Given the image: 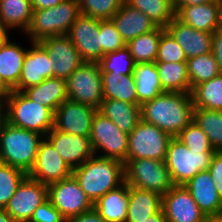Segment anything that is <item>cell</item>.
I'll return each mask as SVG.
<instances>
[{
  "mask_svg": "<svg viewBox=\"0 0 222 222\" xmlns=\"http://www.w3.org/2000/svg\"><path fill=\"white\" fill-rule=\"evenodd\" d=\"M191 93L164 92L141 105V119L157 126L172 137L193 121Z\"/></svg>",
  "mask_w": 222,
  "mask_h": 222,
  "instance_id": "cell-1",
  "label": "cell"
},
{
  "mask_svg": "<svg viewBox=\"0 0 222 222\" xmlns=\"http://www.w3.org/2000/svg\"><path fill=\"white\" fill-rule=\"evenodd\" d=\"M111 20L126 43L157 27L147 15L132 8L125 2Z\"/></svg>",
  "mask_w": 222,
  "mask_h": 222,
  "instance_id": "cell-23",
  "label": "cell"
},
{
  "mask_svg": "<svg viewBox=\"0 0 222 222\" xmlns=\"http://www.w3.org/2000/svg\"><path fill=\"white\" fill-rule=\"evenodd\" d=\"M71 175L70 167L44 137L40 142L35 163L27 176L48 186Z\"/></svg>",
  "mask_w": 222,
  "mask_h": 222,
  "instance_id": "cell-16",
  "label": "cell"
},
{
  "mask_svg": "<svg viewBox=\"0 0 222 222\" xmlns=\"http://www.w3.org/2000/svg\"><path fill=\"white\" fill-rule=\"evenodd\" d=\"M174 7L176 18L196 30L213 33L221 26V6L216 0L206 4Z\"/></svg>",
  "mask_w": 222,
  "mask_h": 222,
  "instance_id": "cell-22",
  "label": "cell"
},
{
  "mask_svg": "<svg viewBox=\"0 0 222 222\" xmlns=\"http://www.w3.org/2000/svg\"><path fill=\"white\" fill-rule=\"evenodd\" d=\"M176 138L190 151L215 152L208 136L194 121L181 130Z\"/></svg>",
  "mask_w": 222,
  "mask_h": 222,
  "instance_id": "cell-41",
  "label": "cell"
},
{
  "mask_svg": "<svg viewBox=\"0 0 222 222\" xmlns=\"http://www.w3.org/2000/svg\"><path fill=\"white\" fill-rule=\"evenodd\" d=\"M162 209V196L129 186V205L125 222L143 221Z\"/></svg>",
  "mask_w": 222,
  "mask_h": 222,
  "instance_id": "cell-27",
  "label": "cell"
},
{
  "mask_svg": "<svg viewBox=\"0 0 222 222\" xmlns=\"http://www.w3.org/2000/svg\"><path fill=\"white\" fill-rule=\"evenodd\" d=\"M65 222H106V221L93 208L92 210L88 212L69 218L65 220Z\"/></svg>",
  "mask_w": 222,
  "mask_h": 222,
  "instance_id": "cell-47",
  "label": "cell"
},
{
  "mask_svg": "<svg viewBox=\"0 0 222 222\" xmlns=\"http://www.w3.org/2000/svg\"><path fill=\"white\" fill-rule=\"evenodd\" d=\"M136 222H167L163 209L158 211L157 213L149 216L147 219L143 221H136Z\"/></svg>",
  "mask_w": 222,
  "mask_h": 222,
  "instance_id": "cell-50",
  "label": "cell"
},
{
  "mask_svg": "<svg viewBox=\"0 0 222 222\" xmlns=\"http://www.w3.org/2000/svg\"><path fill=\"white\" fill-rule=\"evenodd\" d=\"M8 28L0 21V47L9 40Z\"/></svg>",
  "mask_w": 222,
  "mask_h": 222,
  "instance_id": "cell-52",
  "label": "cell"
},
{
  "mask_svg": "<svg viewBox=\"0 0 222 222\" xmlns=\"http://www.w3.org/2000/svg\"><path fill=\"white\" fill-rule=\"evenodd\" d=\"M186 61L187 57L183 49L172 34L165 29L161 34L155 62L186 63Z\"/></svg>",
  "mask_w": 222,
  "mask_h": 222,
  "instance_id": "cell-42",
  "label": "cell"
},
{
  "mask_svg": "<svg viewBox=\"0 0 222 222\" xmlns=\"http://www.w3.org/2000/svg\"><path fill=\"white\" fill-rule=\"evenodd\" d=\"M126 134H130L141 120V106L114 99L103 100L98 109Z\"/></svg>",
  "mask_w": 222,
  "mask_h": 222,
  "instance_id": "cell-24",
  "label": "cell"
},
{
  "mask_svg": "<svg viewBox=\"0 0 222 222\" xmlns=\"http://www.w3.org/2000/svg\"><path fill=\"white\" fill-rule=\"evenodd\" d=\"M0 222H16L10 215L5 211L4 208H0Z\"/></svg>",
  "mask_w": 222,
  "mask_h": 222,
  "instance_id": "cell-53",
  "label": "cell"
},
{
  "mask_svg": "<svg viewBox=\"0 0 222 222\" xmlns=\"http://www.w3.org/2000/svg\"><path fill=\"white\" fill-rule=\"evenodd\" d=\"M186 63L191 90L195 85L209 81L220 74L212 52L187 59Z\"/></svg>",
  "mask_w": 222,
  "mask_h": 222,
  "instance_id": "cell-37",
  "label": "cell"
},
{
  "mask_svg": "<svg viewBox=\"0 0 222 222\" xmlns=\"http://www.w3.org/2000/svg\"><path fill=\"white\" fill-rule=\"evenodd\" d=\"M162 209L167 222H204L207 219L185 185H174L162 196Z\"/></svg>",
  "mask_w": 222,
  "mask_h": 222,
  "instance_id": "cell-17",
  "label": "cell"
},
{
  "mask_svg": "<svg viewBox=\"0 0 222 222\" xmlns=\"http://www.w3.org/2000/svg\"><path fill=\"white\" fill-rule=\"evenodd\" d=\"M194 108L222 111V73L191 90Z\"/></svg>",
  "mask_w": 222,
  "mask_h": 222,
  "instance_id": "cell-34",
  "label": "cell"
},
{
  "mask_svg": "<svg viewBox=\"0 0 222 222\" xmlns=\"http://www.w3.org/2000/svg\"><path fill=\"white\" fill-rule=\"evenodd\" d=\"M166 28L157 26L154 30L141 34L126 43L135 63L155 62L161 34Z\"/></svg>",
  "mask_w": 222,
  "mask_h": 222,
  "instance_id": "cell-33",
  "label": "cell"
},
{
  "mask_svg": "<svg viewBox=\"0 0 222 222\" xmlns=\"http://www.w3.org/2000/svg\"><path fill=\"white\" fill-rule=\"evenodd\" d=\"M27 176L22 170L0 162V208H5L17 187Z\"/></svg>",
  "mask_w": 222,
  "mask_h": 222,
  "instance_id": "cell-39",
  "label": "cell"
},
{
  "mask_svg": "<svg viewBox=\"0 0 222 222\" xmlns=\"http://www.w3.org/2000/svg\"><path fill=\"white\" fill-rule=\"evenodd\" d=\"M3 118V101L0 99V120Z\"/></svg>",
  "mask_w": 222,
  "mask_h": 222,
  "instance_id": "cell-55",
  "label": "cell"
},
{
  "mask_svg": "<svg viewBox=\"0 0 222 222\" xmlns=\"http://www.w3.org/2000/svg\"><path fill=\"white\" fill-rule=\"evenodd\" d=\"M166 30L179 43L187 59L212 52L213 33L196 30L176 17L168 24Z\"/></svg>",
  "mask_w": 222,
  "mask_h": 222,
  "instance_id": "cell-21",
  "label": "cell"
},
{
  "mask_svg": "<svg viewBox=\"0 0 222 222\" xmlns=\"http://www.w3.org/2000/svg\"><path fill=\"white\" fill-rule=\"evenodd\" d=\"M13 90L3 81L0 75V99L4 101Z\"/></svg>",
  "mask_w": 222,
  "mask_h": 222,
  "instance_id": "cell-51",
  "label": "cell"
},
{
  "mask_svg": "<svg viewBox=\"0 0 222 222\" xmlns=\"http://www.w3.org/2000/svg\"><path fill=\"white\" fill-rule=\"evenodd\" d=\"M45 138L71 170L78 168L94 155L89 137L72 135L53 128Z\"/></svg>",
  "mask_w": 222,
  "mask_h": 222,
  "instance_id": "cell-18",
  "label": "cell"
},
{
  "mask_svg": "<svg viewBox=\"0 0 222 222\" xmlns=\"http://www.w3.org/2000/svg\"><path fill=\"white\" fill-rule=\"evenodd\" d=\"M214 153L190 151L176 137H172L164 162L173 184L185 185L198 172L208 170Z\"/></svg>",
  "mask_w": 222,
  "mask_h": 222,
  "instance_id": "cell-6",
  "label": "cell"
},
{
  "mask_svg": "<svg viewBox=\"0 0 222 222\" xmlns=\"http://www.w3.org/2000/svg\"><path fill=\"white\" fill-rule=\"evenodd\" d=\"M212 53L215 57L220 73H222V26L213 32Z\"/></svg>",
  "mask_w": 222,
  "mask_h": 222,
  "instance_id": "cell-46",
  "label": "cell"
},
{
  "mask_svg": "<svg viewBox=\"0 0 222 222\" xmlns=\"http://www.w3.org/2000/svg\"><path fill=\"white\" fill-rule=\"evenodd\" d=\"M26 52L10 39L0 47V75L12 90L18 85Z\"/></svg>",
  "mask_w": 222,
  "mask_h": 222,
  "instance_id": "cell-30",
  "label": "cell"
},
{
  "mask_svg": "<svg viewBox=\"0 0 222 222\" xmlns=\"http://www.w3.org/2000/svg\"><path fill=\"white\" fill-rule=\"evenodd\" d=\"M33 10L53 8L63 0H30Z\"/></svg>",
  "mask_w": 222,
  "mask_h": 222,
  "instance_id": "cell-48",
  "label": "cell"
},
{
  "mask_svg": "<svg viewBox=\"0 0 222 222\" xmlns=\"http://www.w3.org/2000/svg\"><path fill=\"white\" fill-rule=\"evenodd\" d=\"M193 121L208 136L215 151H222V111L194 108Z\"/></svg>",
  "mask_w": 222,
  "mask_h": 222,
  "instance_id": "cell-36",
  "label": "cell"
},
{
  "mask_svg": "<svg viewBox=\"0 0 222 222\" xmlns=\"http://www.w3.org/2000/svg\"><path fill=\"white\" fill-rule=\"evenodd\" d=\"M185 187L207 218L222 217V198L208 170L198 172Z\"/></svg>",
  "mask_w": 222,
  "mask_h": 222,
  "instance_id": "cell-20",
  "label": "cell"
},
{
  "mask_svg": "<svg viewBox=\"0 0 222 222\" xmlns=\"http://www.w3.org/2000/svg\"><path fill=\"white\" fill-rule=\"evenodd\" d=\"M66 86L68 100L99 109L103 84L98 63L84 62L66 79Z\"/></svg>",
  "mask_w": 222,
  "mask_h": 222,
  "instance_id": "cell-8",
  "label": "cell"
},
{
  "mask_svg": "<svg viewBox=\"0 0 222 222\" xmlns=\"http://www.w3.org/2000/svg\"><path fill=\"white\" fill-rule=\"evenodd\" d=\"M125 182L132 187L145 189L164 196L173 186L164 161L151 158L126 160Z\"/></svg>",
  "mask_w": 222,
  "mask_h": 222,
  "instance_id": "cell-7",
  "label": "cell"
},
{
  "mask_svg": "<svg viewBox=\"0 0 222 222\" xmlns=\"http://www.w3.org/2000/svg\"><path fill=\"white\" fill-rule=\"evenodd\" d=\"M29 222H65V219L60 211L47 199L35 209Z\"/></svg>",
  "mask_w": 222,
  "mask_h": 222,
  "instance_id": "cell-44",
  "label": "cell"
},
{
  "mask_svg": "<svg viewBox=\"0 0 222 222\" xmlns=\"http://www.w3.org/2000/svg\"><path fill=\"white\" fill-rule=\"evenodd\" d=\"M30 43L31 49L27 50L24 57L18 85L13 89L15 91L22 92L53 77L52 62L46 49L39 42Z\"/></svg>",
  "mask_w": 222,
  "mask_h": 222,
  "instance_id": "cell-19",
  "label": "cell"
},
{
  "mask_svg": "<svg viewBox=\"0 0 222 222\" xmlns=\"http://www.w3.org/2000/svg\"><path fill=\"white\" fill-rule=\"evenodd\" d=\"M101 76L103 100L114 99L139 105L133 74L101 73Z\"/></svg>",
  "mask_w": 222,
  "mask_h": 222,
  "instance_id": "cell-29",
  "label": "cell"
},
{
  "mask_svg": "<svg viewBox=\"0 0 222 222\" xmlns=\"http://www.w3.org/2000/svg\"><path fill=\"white\" fill-rule=\"evenodd\" d=\"M30 0H0V21L8 28L26 32L32 19Z\"/></svg>",
  "mask_w": 222,
  "mask_h": 222,
  "instance_id": "cell-31",
  "label": "cell"
},
{
  "mask_svg": "<svg viewBox=\"0 0 222 222\" xmlns=\"http://www.w3.org/2000/svg\"><path fill=\"white\" fill-rule=\"evenodd\" d=\"M164 92L191 93L187 63L155 62Z\"/></svg>",
  "mask_w": 222,
  "mask_h": 222,
  "instance_id": "cell-32",
  "label": "cell"
},
{
  "mask_svg": "<svg viewBox=\"0 0 222 222\" xmlns=\"http://www.w3.org/2000/svg\"><path fill=\"white\" fill-rule=\"evenodd\" d=\"M89 138L94 155L97 156L98 150H102L105 153L99 157L112 158L123 163L127 160L128 134L98 111L93 117Z\"/></svg>",
  "mask_w": 222,
  "mask_h": 222,
  "instance_id": "cell-10",
  "label": "cell"
},
{
  "mask_svg": "<svg viewBox=\"0 0 222 222\" xmlns=\"http://www.w3.org/2000/svg\"><path fill=\"white\" fill-rule=\"evenodd\" d=\"M174 6H190V5H200L213 2L215 0H173Z\"/></svg>",
  "mask_w": 222,
  "mask_h": 222,
  "instance_id": "cell-49",
  "label": "cell"
},
{
  "mask_svg": "<svg viewBox=\"0 0 222 222\" xmlns=\"http://www.w3.org/2000/svg\"><path fill=\"white\" fill-rule=\"evenodd\" d=\"M125 3L143 12L159 27L166 28L176 17L173 0H125Z\"/></svg>",
  "mask_w": 222,
  "mask_h": 222,
  "instance_id": "cell-35",
  "label": "cell"
},
{
  "mask_svg": "<svg viewBox=\"0 0 222 222\" xmlns=\"http://www.w3.org/2000/svg\"><path fill=\"white\" fill-rule=\"evenodd\" d=\"M133 75L140 106L164 93L155 62L136 63Z\"/></svg>",
  "mask_w": 222,
  "mask_h": 222,
  "instance_id": "cell-28",
  "label": "cell"
},
{
  "mask_svg": "<svg viewBox=\"0 0 222 222\" xmlns=\"http://www.w3.org/2000/svg\"><path fill=\"white\" fill-rule=\"evenodd\" d=\"M129 205V185L124 182L94 203V209L106 222H125Z\"/></svg>",
  "mask_w": 222,
  "mask_h": 222,
  "instance_id": "cell-25",
  "label": "cell"
},
{
  "mask_svg": "<svg viewBox=\"0 0 222 222\" xmlns=\"http://www.w3.org/2000/svg\"><path fill=\"white\" fill-rule=\"evenodd\" d=\"M72 175L93 204L125 182L123 162L96 155L72 170Z\"/></svg>",
  "mask_w": 222,
  "mask_h": 222,
  "instance_id": "cell-2",
  "label": "cell"
},
{
  "mask_svg": "<svg viewBox=\"0 0 222 222\" xmlns=\"http://www.w3.org/2000/svg\"><path fill=\"white\" fill-rule=\"evenodd\" d=\"M204 222H222V217H220V218H207Z\"/></svg>",
  "mask_w": 222,
  "mask_h": 222,
  "instance_id": "cell-54",
  "label": "cell"
},
{
  "mask_svg": "<svg viewBox=\"0 0 222 222\" xmlns=\"http://www.w3.org/2000/svg\"><path fill=\"white\" fill-rule=\"evenodd\" d=\"M48 199L65 220L94 208V204L80 188L73 175L48 185Z\"/></svg>",
  "mask_w": 222,
  "mask_h": 222,
  "instance_id": "cell-11",
  "label": "cell"
},
{
  "mask_svg": "<svg viewBox=\"0 0 222 222\" xmlns=\"http://www.w3.org/2000/svg\"><path fill=\"white\" fill-rule=\"evenodd\" d=\"M67 37L74 44L84 62L98 63L104 57L100 19L80 14L70 27Z\"/></svg>",
  "mask_w": 222,
  "mask_h": 222,
  "instance_id": "cell-12",
  "label": "cell"
},
{
  "mask_svg": "<svg viewBox=\"0 0 222 222\" xmlns=\"http://www.w3.org/2000/svg\"><path fill=\"white\" fill-rule=\"evenodd\" d=\"M98 64L100 65L101 73L128 75L133 74L136 63L125 45L115 52L105 54Z\"/></svg>",
  "mask_w": 222,
  "mask_h": 222,
  "instance_id": "cell-38",
  "label": "cell"
},
{
  "mask_svg": "<svg viewBox=\"0 0 222 222\" xmlns=\"http://www.w3.org/2000/svg\"><path fill=\"white\" fill-rule=\"evenodd\" d=\"M39 43L51 60L53 77L67 79L84 61L67 35L43 38Z\"/></svg>",
  "mask_w": 222,
  "mask_h": 222,
  "instance_id": "cell-14",
  "label": "cell"
},
{
  "mask_svg": "<svg viewBox=\"0 0 222 222\" xmlns=\"http://www.w3.org/2000/svg\"><path fill=\"white\" fill-rule=\"evenodd\" d=\"M208 171L219 196L222 198V151H215Z\"/></svg>",
  "mask_w": 222,
  "mask_h": 222,
  "instance_id": "cell-45",
  "label": "cell"
},
{
  "mask_svg": "<svg viewBox=\"0 0 222 222\" xmlns=\"http://www.w3.org/2000/svg\"><path fill=\"white\" fill-rule=\"evenodd\" d=\"M3 119L13 126L44 137L54 128V113L49 108L15 90L3 101Z\"/></svg>",
  "mask_w": 222,
  "mask_h": 222,
  "instance_id": "cell-4",
  "label": "cell"
},
{
  "mask_svg": "<svg viewBox=\"0 0 222 222\" xmlns=\"http://www.w3.org/2000/svg\"><path fill=\"white\" fill-rule=\"evenodd\" d=\"M101 45L104 54L115 52L126 45L111 19L101 20Z\"/></svg>",
  "mask_w": 222,
  "mask_h": 222,
  "instance_id": "cell-43",
  "label": "cell"
},
{
  "mask_svg": "<svg viewBox=\"0 0 222 222\" xmlns=\"http://www.w3.org/2000/svg\"><path fill=\"white\" fill-rule=\"evenodd\" d=\"M98 110L71 100H65L54 112V129L90 137L92 121Z\"/></svg>",
  "mask_w": 222,
  "mask_h": 222,
  "instance_id": "cell-15",
  "label": "cell"
},
{
  "mask_svg": "<svg viewBox=\"0 0 222 222\" xmlns=\"http://www.w3.org/2000/svg\"><path fill=\"white\" fill-rule=\"evenodd\" d=\"M48 199V186L26 176L4 208L16 222H29L35 209Z\"/></svg>",
  "mask_w": 222,
  "mask_h": 222,
  "instance_id": "cell-13",
  "label": "cell"
},
{
  "mask_svg": "<svg viewBox=\"0 0 222 222\" xmlns=\"http://www.w3.org/2000/svg\"><path fill=\"white\" fill-rule=\"evenodd\" d=\"M78 0H63L53 8L33 10L26 30L31 42L56 35H67L70 27L80 15Z\"/></svg>",
  "mask_w": 222,
  "mask_h": 222,
  "instance_id": "cell-5",
  "label": "cell"
},
{
  "mask_svg": "<svg viewBox=\"0 0 222 222\" xmlns=\"http://www.w3.org/2000/svg\"><path fill=\"white\" fill-rule=\"evenodd\" d=\"M44 136L0 120V162L28 174Z\"/></svg>",
  "mask_w": 222,
  "mask_h": 222,
  "instance_id": "cell-3",
  "label": "cell"
},
{
  "mask_svg": "<svg viewBox=\"0 0 222 222\" xmlns=\"http://www.w3.org/2000/svg\"><path fill=\"white\" fill-rule=\"evenodd\" d=\"M29 99L49 108L53 113L68 99L66 80L50 77L36 86L22 91Z\"/></svg>",
  "mask_w": 222,
  "mask_h": 222,
  "instance_id": "cell-26",
  "label": "cell"
},
{
  "mask_svg": "<svg viewBox=\"0 0 222 222\" xmlns=\"http://www.w3.org/2000/svg\"><path fill=\"white\" fill-rule=\"evenodd\" d=\"M220 6H221V26H222V1L220 2Z\"/></svg>",
  "mask_w": 222,
  "mask_h": 222,
  "instance_id": "cell-56",
  "label": "cell"
},
{
  "mask_svg": "<svg viewBox=\"0 0 222 222\" xmlns=\"http://www.w3.org/2000/svg\"><path fill=\"white\" fill-rule=\"evenodd\" d=\"M171 139V135L141 119L128 135L127 160L151 158L165 161Z\"/></svg>",
  "mask_w": 222,
  "mask_h": 222,
  "instance_id": "cell-9",
  "label": "cell"
},
{
  "mask_svg": "<svg viewBox=\"0 0 222 222\" xmlns=\"http://www.w3.org/2000/svg\"><path fill=\"white\" fill-rule=\"evenodd\" d=\"M80 13L100 20L111 19L125 0H78Z\"/></svg>",
  "mask_w": 222,
  "mask_h": 222,
  "instance_id": "cell-40",
  "label": "cell"
}]
</instances>
